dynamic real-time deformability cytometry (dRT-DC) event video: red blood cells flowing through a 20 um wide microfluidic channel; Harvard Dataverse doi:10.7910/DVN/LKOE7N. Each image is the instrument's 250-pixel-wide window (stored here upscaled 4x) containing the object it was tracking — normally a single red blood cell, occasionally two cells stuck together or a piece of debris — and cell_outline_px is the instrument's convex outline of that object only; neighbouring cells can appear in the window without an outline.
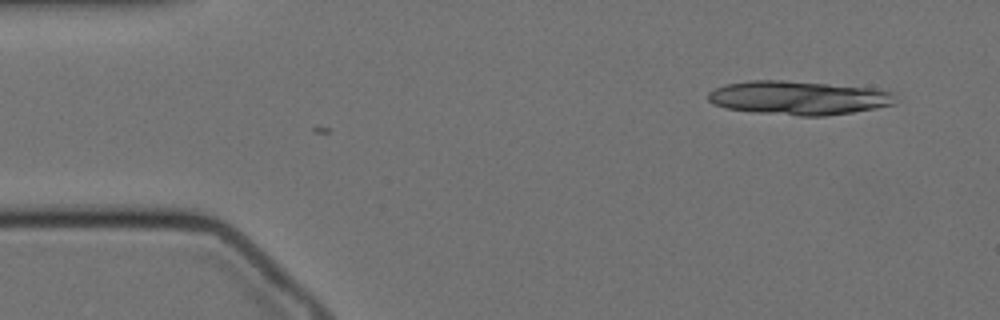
{"species": "Egyptian fruit bat (a non-hibernating species)", "species_latin": "Rousettus aegyptiacus", "temperature_condition": "cold", "stored_images_in_passage": 2, "camera_frame_rate_fps": 3000, "um_per_image_px": 0.085, "animal": {"sex": "female"}, "frame": {"image": 1, "passage_image": 2, "time_ms": 0.333, "image_size_px": [1000, 320], "cell_outline_px": [[900, 100], [896, 104], [876, 108], [852, 112], [824, 116], [800, 116], [752, 112], [728, 108], [712, 104], [708, 100], [708, 92], [724, 84], [748, 80], [784, 80], [872, 88], [892, 92]], "centroid_in_image_um": [67.89, 8.31], "position_along_channel_um": 17.1, "area_um2": 37.17}}